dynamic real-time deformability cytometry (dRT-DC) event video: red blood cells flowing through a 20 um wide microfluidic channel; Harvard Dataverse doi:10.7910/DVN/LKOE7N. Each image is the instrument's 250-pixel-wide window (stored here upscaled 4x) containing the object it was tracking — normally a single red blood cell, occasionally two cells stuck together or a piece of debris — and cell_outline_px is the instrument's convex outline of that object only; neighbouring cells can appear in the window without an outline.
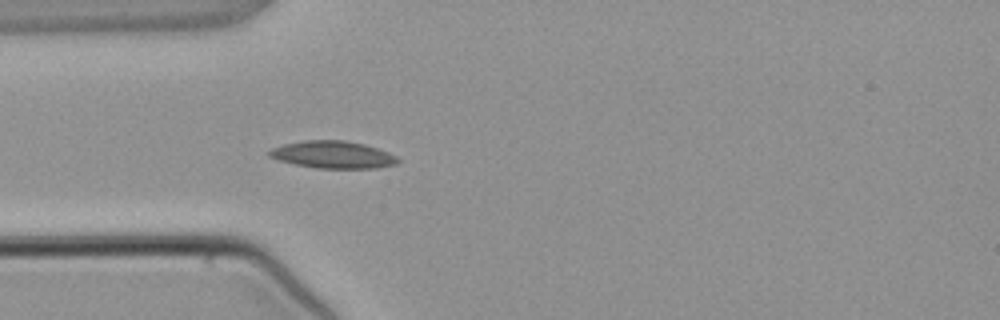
{"species": "common noctule bat (a hibernating species)", "species_latin": "Nyctalus noctula", "temperature_condition": "warm", "stored_images_in_passage": 4, "camera_frame_rate_fps": 3000, "um_per_image_px": 0.085, "animal": {"sex": "male", "body_mass_g": 21.5, "forearm_length_mm": 52.0}, "frame": {"image": 1, "passage_image": 4, "time_ms": 3.667, "image_size_px": [1000, 320], "cell_outline_px": [[400, 160], [396, 164], [376, 168], [316, 168], [296, 164], [280, 160], [268, 156], [268, 152], [272, 148], [284, 144], [304, 140], [344, 140], [364, 144], [388, 152], [396, 156]], "centroid_in_image_um": [28.3, 13.14], "position_along_channel_um": 56.7, "area_um2": 20.29}}